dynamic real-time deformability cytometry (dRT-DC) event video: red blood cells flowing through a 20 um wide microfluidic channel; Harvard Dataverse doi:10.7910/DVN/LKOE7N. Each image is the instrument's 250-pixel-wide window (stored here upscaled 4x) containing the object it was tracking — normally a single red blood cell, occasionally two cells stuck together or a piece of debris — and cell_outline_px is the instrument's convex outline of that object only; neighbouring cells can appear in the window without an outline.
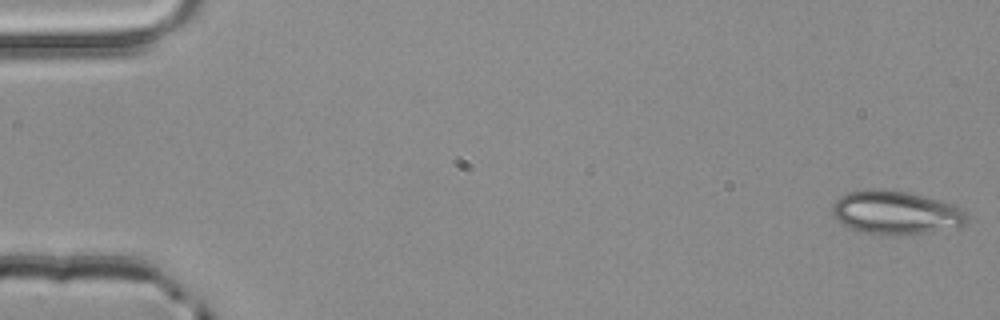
{"species": "common noctule bat (a hibernating species)", "species_latin": "Nyctalus noctula", "temperature_condition": "room temperature", "stored_images_in_passage": 5, "camera_frame_rate_fps": 3000, "um_per_image_px": 0.085, "animal": {"sex": "male", "body_mass_g": 20.4}, "frame": {"image": 1, "passage_image": 1, "time_ms": 0.0, "image_size_px": [1000, 320], "cell_outline_px": [[968, 224], [956, 228], [928, 232], [864, 232], [840, 224], [832, 216], [832, 204], [840, 196], [848, 192], [868, 188], [876, 188], [908, 192], [956, 204], [964, 208], [968, 216]], "centroid_in_image_um": [76.18, 18.02], "position_along_channel_um": 8.8, "area_um2": 33.93}}